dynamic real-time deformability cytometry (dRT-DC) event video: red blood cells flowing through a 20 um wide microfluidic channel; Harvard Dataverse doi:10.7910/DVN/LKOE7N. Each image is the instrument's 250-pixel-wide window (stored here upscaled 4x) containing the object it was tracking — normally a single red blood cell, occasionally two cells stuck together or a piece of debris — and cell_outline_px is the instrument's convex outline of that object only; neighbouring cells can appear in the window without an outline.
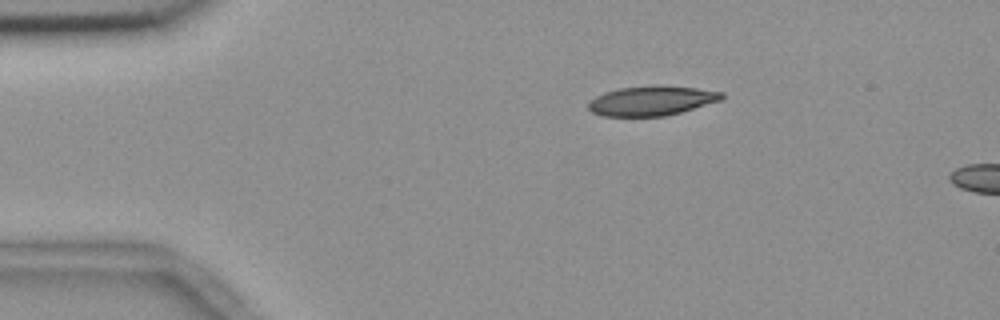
{"species": "common noctule bat (a hibernating species)", "species_latin": "Nyctalus noctula", "temperature_condition": "room temperature", "stored_images_in_passage": 6, "camera_frame_rate_fps": 3000, "um_per_image_px": 0.085, "animal": {"sex": "female", "body_mass_g": 18.4}, "frame": {"image": 1, "passage_image": 1, "time_ms": 0.0, "image_size_px": [1000, 320], "cell_outline_px": [[724, 96], [720, 100], [680, 112], [664, 116], [604, 116], [592, 112], [588, 108], [588, 100], [604, 92], [620, 88], [656, 84], [660, 84], [696, 88], [724, 92]], "centroid_in_image_um": [55.36, 8.54], "position_along_channel_um": 29.6, "area_um2": 23.12}}